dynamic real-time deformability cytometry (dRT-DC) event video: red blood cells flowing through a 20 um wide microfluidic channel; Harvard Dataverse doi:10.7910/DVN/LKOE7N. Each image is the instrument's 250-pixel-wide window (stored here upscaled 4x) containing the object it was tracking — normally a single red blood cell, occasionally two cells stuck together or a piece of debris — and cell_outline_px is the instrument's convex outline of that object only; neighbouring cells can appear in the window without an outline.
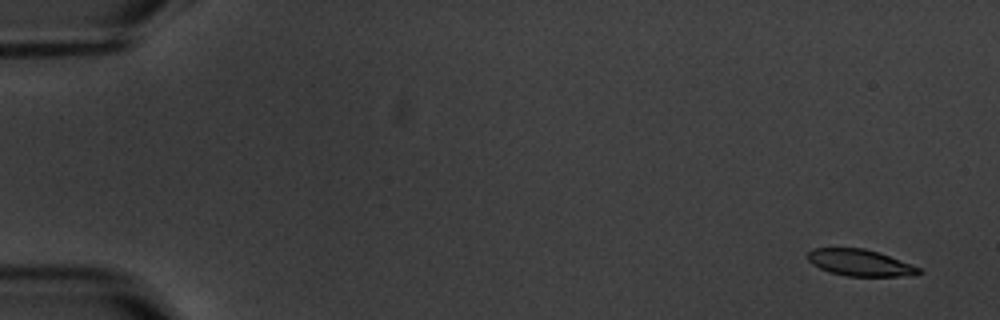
{"species": "common noctule bat (a hibernating species)", "species_latin": "Nyctalus noctula", "temperature_condition": "warm", "stored_images_in_passage": 6, "segment_of_instrument_passage": [2, 2], "camera_frame_rate_fps": 3000, "um_per_image_px": 0.085, "animal": {"sex": "male", "body_mass_g": 20.1, "forearm_length_mm": 53.5}, "frame": {"image": 1, "passage_image": 6, "time_ms": 6.0, "image_size_px": [1000, 320], "cell_outline_px": [[924, 272], [916, 276], [848, 276], [828, 272], [812, 264], [808, 260], [808, 252], [812, 248], [864, 248], [880, 252], [912, 264], [920, 268]], "centroid_in_image_um": [73.15, 22.33], "position_along_channel_um": 11.8, "area_um2": 17.46}}